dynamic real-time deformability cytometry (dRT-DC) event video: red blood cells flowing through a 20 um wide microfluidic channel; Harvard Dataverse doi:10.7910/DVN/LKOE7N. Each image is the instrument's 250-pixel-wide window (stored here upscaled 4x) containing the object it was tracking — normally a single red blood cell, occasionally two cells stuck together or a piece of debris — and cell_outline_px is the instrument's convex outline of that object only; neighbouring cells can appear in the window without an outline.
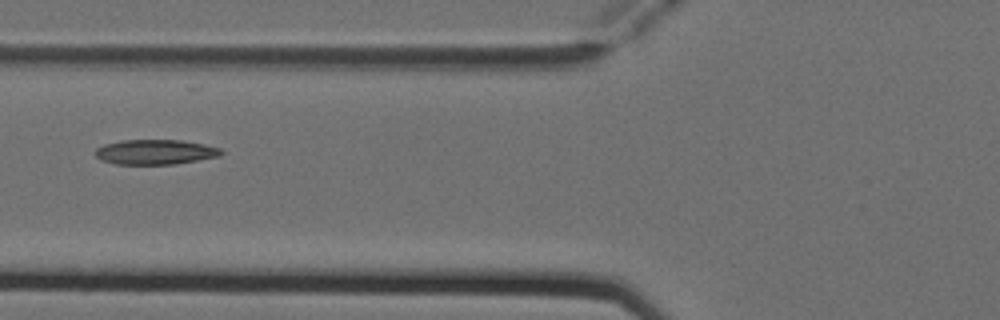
{"species": "Egyptian fruit bat (a non-hibernating species)", "species_latin": "Rousettus aegyptiacus", "temperature_condition": "cold", "stored_images_in_passage": 6, "camera_frame_rate_fps": 3000, "um_per_image_px": 0.085, "animal": {"sex": "female"}, "frame": {"image": 1, "passage_image": 6, "time_ms": 1.667, "image_size_px": [1000, 320], "cell_outline_px": [[224, 152], [220, 156], [176, 164], [116, 164], [100, 160], [96, 156], [96, 148], [104, 144], [120, 140], [180, 140], [204, 144], [220, 148]], "centroid_in_image_um": [13.2, 12.92], "position_along_channel_um": 112.6, "area_um2": 18.32}}